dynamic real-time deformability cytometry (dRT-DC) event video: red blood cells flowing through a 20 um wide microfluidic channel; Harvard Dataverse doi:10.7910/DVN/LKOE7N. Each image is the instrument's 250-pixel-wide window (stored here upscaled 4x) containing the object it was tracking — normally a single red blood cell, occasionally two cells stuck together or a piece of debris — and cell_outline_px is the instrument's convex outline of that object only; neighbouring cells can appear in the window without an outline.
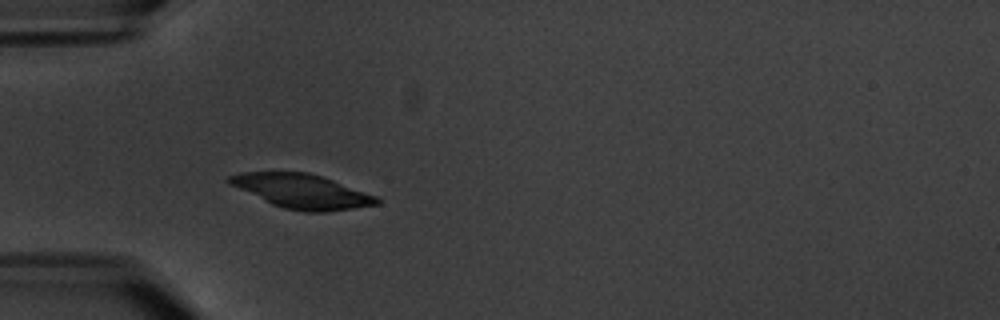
{"species": "common noctule bat (a hibernating species)", "species_latin": "Nyctalus noctula", "temperature_condition": "warm", "stored_images_in_passage": 4, "camera_frame_rate_fps": 3000, "um_per_image_px": 0.085, "animal": {"sex": "male", "body_mass_g": 20.1, "forearm_length_mm": 53.5}, "frame": {"image": 1, "passage_image": 4, "time_ms": 3.667, "image_size_px": [1000, 320], "cell_outline_px": [[380, 204], [324, 212], [304, 212], [284, 208], [272, 204], [228, 184], [224, 180], [228, 176], [240, 172], [308, 172], [332, 180], [376, 196], [380, 200]], "centroid_in_image_um": [25.6, 16.25], "position_along_channel_um": 59.4, "area_um2": 29.19}}